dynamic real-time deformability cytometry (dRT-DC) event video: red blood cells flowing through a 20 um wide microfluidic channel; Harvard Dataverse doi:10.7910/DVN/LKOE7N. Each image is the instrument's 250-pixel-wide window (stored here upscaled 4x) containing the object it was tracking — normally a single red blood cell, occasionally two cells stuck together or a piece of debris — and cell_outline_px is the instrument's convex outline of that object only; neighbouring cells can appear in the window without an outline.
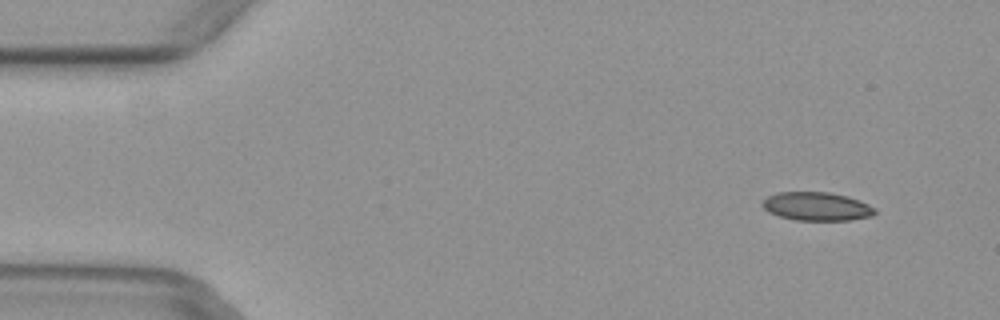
{"species": "common noctule bat (a hibernating species)", "species_latin": "Nyctalus noctula", "temperature_condition": "warm", "stored_images_in_passage": 7, "camera_frame_rate_fps": 3000, "um_per_image_px": 0.085, "animal": {"sex": "female", "body_mass_g": 29.2, "forearm_length_mm": 56.3}, "frame": {"image": 1, "passage_image": 1, "time_ms": 0.0, "image_size_px": [1000, 320], "cell_outline_px": [[876, 212], [872, 216], [848, 220], [796, 220], [780, 216], [768, 212], [760, 204], [768, 196], [776, 192], [832, 192], [848, 196], [860, 200], [876, 208]], "centroid_in_image_um": [69.43, 17.53], "position_along_channel_um": 15.6, "area_um2": 18.79}}